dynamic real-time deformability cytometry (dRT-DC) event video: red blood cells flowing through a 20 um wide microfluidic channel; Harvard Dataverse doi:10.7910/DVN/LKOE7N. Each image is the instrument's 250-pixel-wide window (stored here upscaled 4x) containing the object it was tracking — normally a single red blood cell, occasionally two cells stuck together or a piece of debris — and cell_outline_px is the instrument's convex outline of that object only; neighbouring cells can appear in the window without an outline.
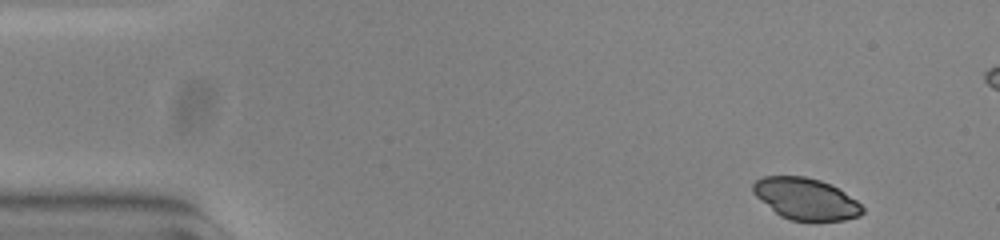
{"species": "common noctule bat (a hibernating species)", "species_latin": "Nyctalus noctula", "temperature_condition": "warm", "stored_images_in_passage": 51, "camera_frame_rate_fps": 3000, "um_per_image_px": 0.085, "animal": {"sex": "female", "body_mass_g": 23.0, "forearm_length_mm": 53.4}, "frame": {"image": 1, "passage_image": 1, "time_ms": 0.0, "image_size_px": [1000, 240], "cell_outline_px": [[864, 212], [860, 216], [844, 220], [792, 220], [780, 216], [756, 196], [752, 192], [752, 184], [756, 180], [764, 176], [804, 176], [820, 180], [844, 192], [856, 200], [864, 208]], "centroid_in_image_um": [68.48, 16.9], "position_along_channel_um": 16.5, "area_um2": 26.24}}